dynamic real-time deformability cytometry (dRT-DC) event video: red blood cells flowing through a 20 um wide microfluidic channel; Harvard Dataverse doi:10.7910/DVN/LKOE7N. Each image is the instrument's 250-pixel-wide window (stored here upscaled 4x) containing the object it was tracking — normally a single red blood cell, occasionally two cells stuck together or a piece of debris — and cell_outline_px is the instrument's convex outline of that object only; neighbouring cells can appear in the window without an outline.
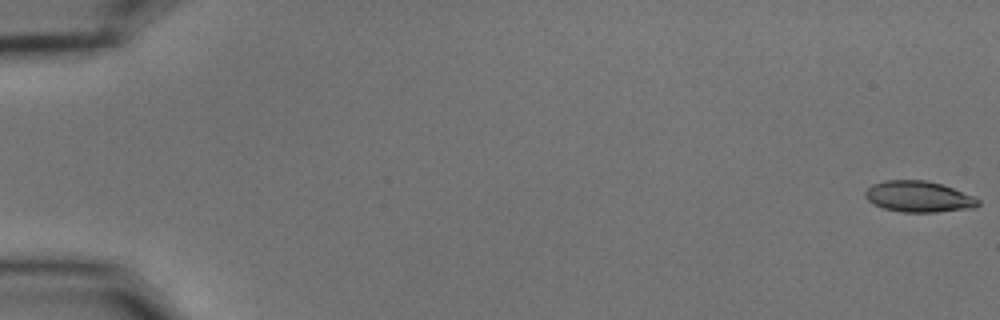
{"species": "common noctule bat (a hibernating species)", "species_latin": "Nyctalus noctula", "temperature_condition": "cold", "stored_images_in_passage": 58, "camera_frame_rate_fps": 3000, "um_per_image_px": 0.085, "animal": {"sex": "male", "body_mass_g": 15.6}, "frame": {"image": 1, "passage_image": 1, "time_ms": 0.0, "image_size_px": [1000, 320], "cell_outline_px": [[980, 204], [976, 208], [936, 212], [904, 212], [884, 208], [872, 204], [864, 196], [864, 192], [872, 184], [884, 180], [924, 180], [944, 184], [976, 196], [980, 200]], "centroid_in_image_um": [78.13, 16.71], "position_along_channel_um": 6.9, "area_um2": 20.81}}
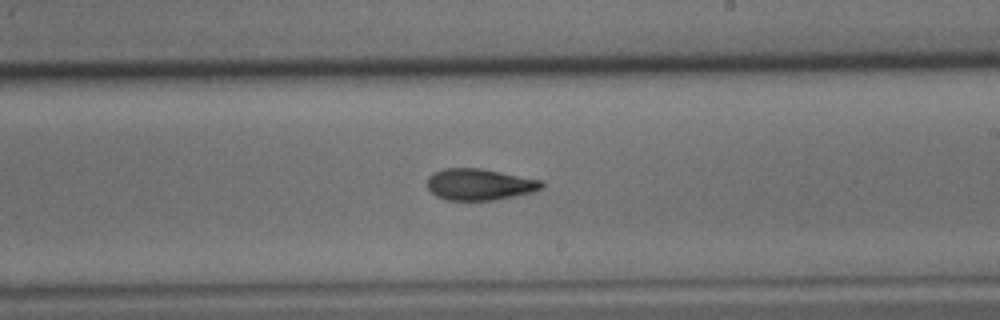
{"frame": {"image": 2, "passage_image": 35, "time_ms": 11.333, "image_size_px": [1000, 320], "cell_outline_px": [[544, 188], [532, 192], [496, 200], [448, 200], [436, 196], [428, 188], [428, 176], [432, 172], [444, 168], [480, 168], [544, 180]], "centroid_in_image_um": [40.78, 15.67], "position_along_channel_um": 248.2, "area_um2": 21.15}}
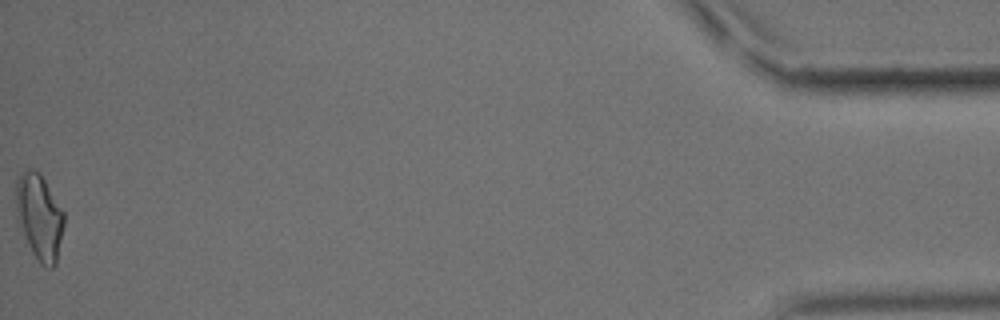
{"frame": {"image": 3, "passage_image": 58, "time_ms": 19.0, "image_size_px": [1000, 320], "cell_outline_px": [[64, 224], [56, 264], [52, 268], [48, 268], [40, 264], [32, 252], [16, 220], [16, 180], [20, 172], [28, 168], [36, 168], [40, 172], [64, 212]], "centroid_in_image_um": [3.33, 18.4], "position_along_channel_um": 431.9, "area_um2": 24.28}, "authors_computed_cell_mechanics": {"area_um2": 21.1837, "velocity_mm_per_s": 3.5586, "shape_relaxation_time_tau1_ms": 9.2732, "shape_relaxation_time_tau2_ms": 2.4708, "deformation_change_tau1": 0.2149, "deformation_change_tau2": 0.0968}}